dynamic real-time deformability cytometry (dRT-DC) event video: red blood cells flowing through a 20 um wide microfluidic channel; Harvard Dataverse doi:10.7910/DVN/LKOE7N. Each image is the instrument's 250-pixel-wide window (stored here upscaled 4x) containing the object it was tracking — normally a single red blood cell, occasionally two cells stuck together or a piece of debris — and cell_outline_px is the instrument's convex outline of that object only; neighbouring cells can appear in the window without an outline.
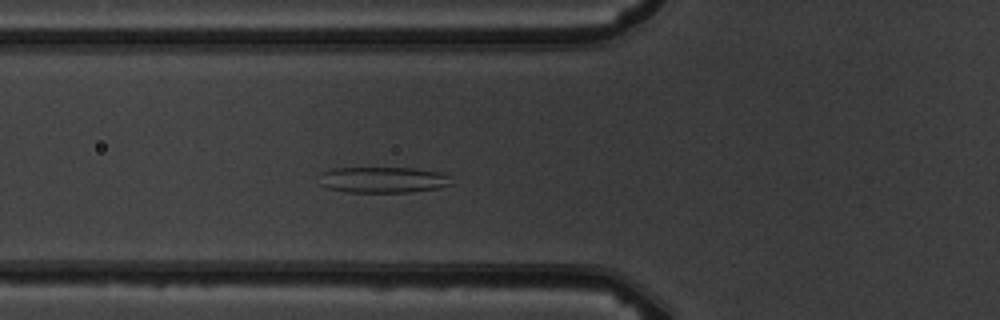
{"species": "common noctule bat (a hibernating species)", "species_latin": "Nyctalus noctula", "temperature_condition": "warm", "stored_images_in_passage": 5, "camera_frame_rate_fps": 3000, "um_per_image_px": 0.085, "animal": {"sex": "male", "body_mass_g": 19.5, "forearm_length_mm": 54.6}, "frame": {"image": 1, "passage_image": 5, "time_ms": 4.333, "image_size_px": [1000, 320], "cell_outline_px": [[452, 184], [440, 188], [412, 192], [348, 192], [328, 188], [320, 184], [320, 172], [332, 168], [416, 168], [444, 172], [452, 176]], "centroid_in_image_um": [32.63, 15.28], "position_along_channel_um": 93.2, "area_um2": 20.4}}